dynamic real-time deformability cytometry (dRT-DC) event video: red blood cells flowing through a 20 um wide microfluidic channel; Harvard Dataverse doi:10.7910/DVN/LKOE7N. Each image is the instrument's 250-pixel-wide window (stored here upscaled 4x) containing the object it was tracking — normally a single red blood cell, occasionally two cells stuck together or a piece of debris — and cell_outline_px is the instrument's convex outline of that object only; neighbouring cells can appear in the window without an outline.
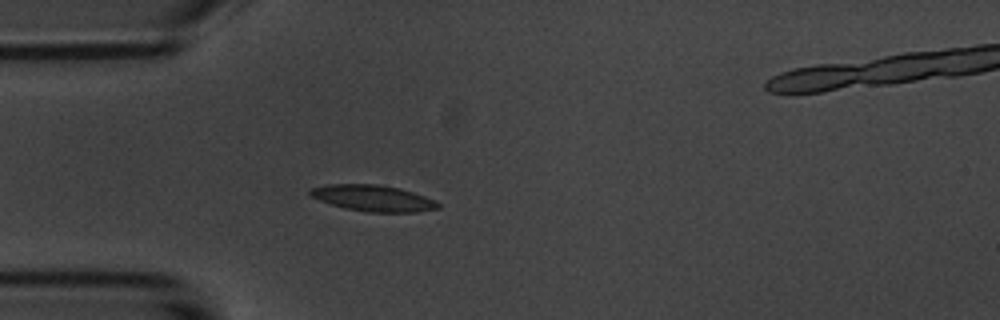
{"species": "common noctule bat (a hibernating species)", "species_latin": "Nyctalus noctula", "temperature_condition": "room temperature", "stored_images_in_passage": 5, "camera_frame_rate_fps": 3000, "um_per_image_px": 0.085, "animal": {"sex": "male", "body_mass_g": 20.1, "forearm_length_mm": 53.5}, "frame": {"image": 1, "passage_image": 4, "time_ms": 3.333, "image_size_px": [1000, 320], "cell_outline_px": [[440, 208], [416, 212], [368, 212], [344, 208], [320, 200], [312, 196], [308, 192], [312, 188], [328, 184], [376, 184], [400, 188], [436, 200], [440, 204]], "centroid_in_image_um": [31.75, 16.84], "position_along_channel_um": 53.3, "area_um2": 19.42}}